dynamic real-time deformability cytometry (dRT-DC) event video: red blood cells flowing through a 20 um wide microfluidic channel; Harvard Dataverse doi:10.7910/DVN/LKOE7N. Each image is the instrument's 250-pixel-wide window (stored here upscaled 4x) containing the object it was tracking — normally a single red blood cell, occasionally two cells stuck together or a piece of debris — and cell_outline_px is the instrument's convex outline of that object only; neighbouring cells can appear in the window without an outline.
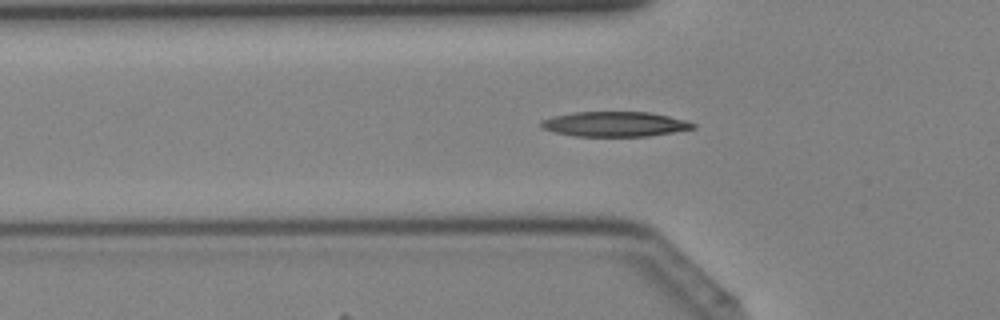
{"species": "Egyptian fruit bat (a non-hibernating species)", "species_latin": "Rousettus aegyptiacus", "temperature_condition": "cold", "stored_images_in_passage": 39, "camera_frame_rate_fps": 3000, "um_per_image_px": 0.085, "animal": {"sex": "female"}, "frame": {"image": 1, "passage_image": 11, "time_ms": 3.333, "image_size_px": [1000, 320], "cell_outline_px": [[696, 128], [648, 136], [572, 136], [540, 128], [540, 120], [552, 116], [572, 112], [648, 112], [688, 120], [696, 124]], "centroid_in_image_um": [52.23, 10.54], "position_along_channel_um": 73.6, "area_um2": 22.2}}
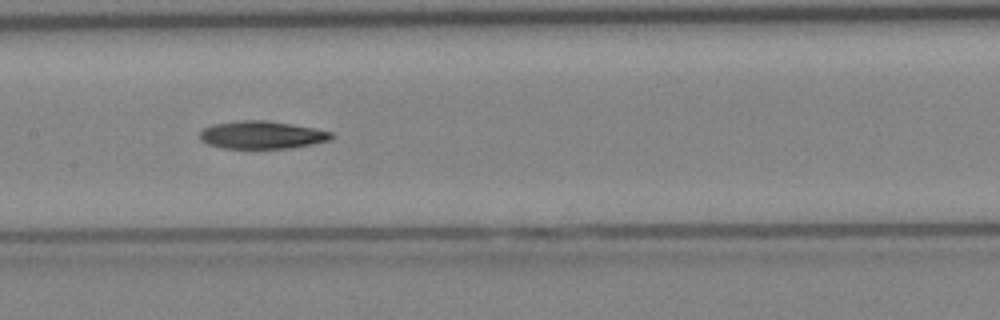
{"frame": {"image": 2, "passage_image": 18, "time_ms": 5.667, "image_size_px": [1000, 320], "cell_outline_px": [[336, 136], [332, 140], [312, 144], [288, 148], [224, 148], [208, 144], [200, 140], [200, 132], [204, 128], [212, 124], [244, 120], [264, 120], [292, 124], [332, 132]], "centroid_in_image_um": [22.28, 11.47], "position_along_channel_um": 185.1, "area_um2": 21.21}}
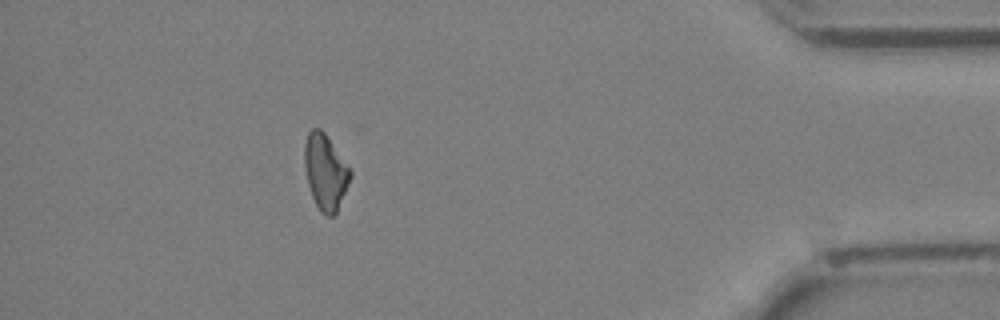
{"frame": {"image": 3, "passage_image": 35, "time_ms": 11.333, "image_size_px": [1000, 320], "cell_outline_px": [[352, 176], [336, 212], [332, 216], [328, 216], [320, 212], [312, 196], [308, 184], [304, 168], [304, 144], [308, 132], [312, 128], [320, 128], [324, 132], [352, 168]], "centroid_in_image_um": [27.66, 14.58], "position_along_channel_um": 407.5, "area_um2": 20.35}}